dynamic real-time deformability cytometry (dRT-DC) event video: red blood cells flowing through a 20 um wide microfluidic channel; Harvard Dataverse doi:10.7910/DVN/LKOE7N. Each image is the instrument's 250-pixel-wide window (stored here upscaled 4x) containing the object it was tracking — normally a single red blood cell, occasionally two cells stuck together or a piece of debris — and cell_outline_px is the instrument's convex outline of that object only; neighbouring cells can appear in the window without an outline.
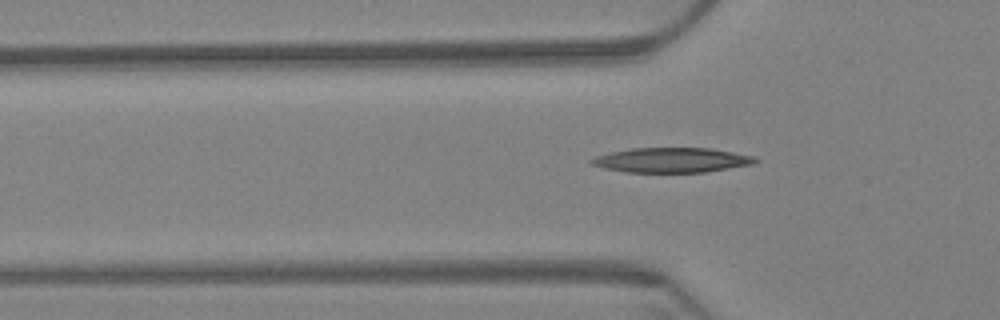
{"species": "Egyptian fruit bat (a non-hibernating species)", "species_latin": "Rousettus aegyptiacus", "temperature_condition": "warm", "stored_images_in_passage": 40, "camera_frame_rate_fps": 3000, "um_per_image_px": 0.085, "animal": {"sex": "female"}, "frame": {"image": 1, "passage_image": 3, "time_ms": 0.667, "image_size_px": [1000, 320], "cell_outline_px": [[760, 160], [752, 164], [704, 172], [624, 172], [604, 168], [592, 164], [588, 160], [596, 156], [608, 152], [632, 148], [712, 148], [756, 156]], "centroid_in_image_um": [57.09, 13.6], "position_along_channel_um": 68.7, "area_um2": 23.76}}
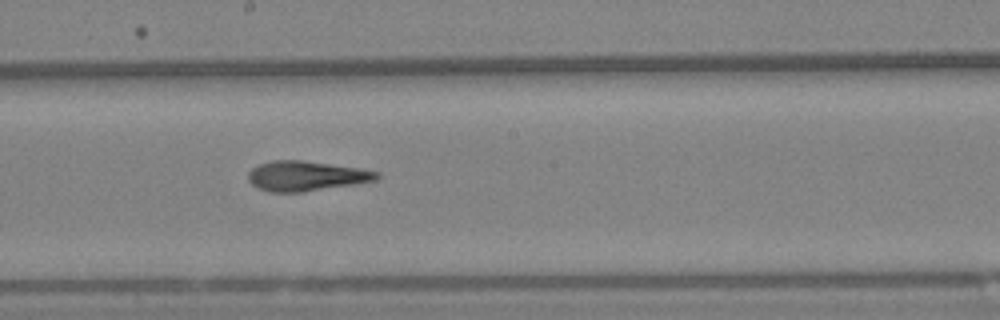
{"frame": {"image": 2, "passage_image": 17, "time_ms": 5.333, "image_size_px": [1000, 320], "cell_outline_px": [[380, 176], [376, 180], [304, 192], [268, 192], [256, 188], [248, 180], [248, 172], [252, 168], [260, 164], [272, 160], [300, 160], [360, 168], [380, 172]], "centroid_in_image_um": [25.98, 14.96], "position_along_channel_um": 222.2, "area_um2": 22.37}}
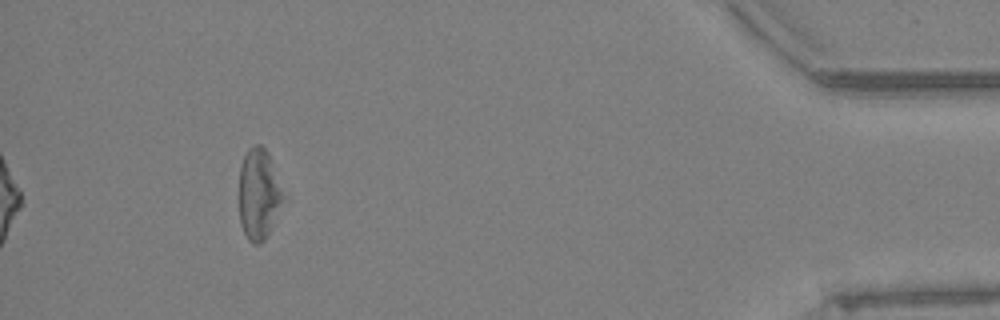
{"frame": {"image": 3, "passage_image": 40, "time_ms": 13.0, "image_size_px": [1000, 320], "cell_outline_px": [[280, 200], [268, 232], [264, 240], [260, 244], [252, 244], [248, 240], [240, 224], [240, 164], [248, 148], [252, 144], [260, 144], [268, 152], [280, 192]], "centroid_in_image_um": [21.9, 16.47], "position_along_channel_um": 413.3, "area_um2": 22.02}, "authors_computed_cell_mechanics": {"area_um2": 23.0622, "velocity_mm_per_s": 3.3024, "shape_relaxation_time_tau1_ms": null, "shape_relaxation_time_tau2_ms": 4.047, "deformation_change_tau1": null, "deformation_change_tau2": 0.1519}}